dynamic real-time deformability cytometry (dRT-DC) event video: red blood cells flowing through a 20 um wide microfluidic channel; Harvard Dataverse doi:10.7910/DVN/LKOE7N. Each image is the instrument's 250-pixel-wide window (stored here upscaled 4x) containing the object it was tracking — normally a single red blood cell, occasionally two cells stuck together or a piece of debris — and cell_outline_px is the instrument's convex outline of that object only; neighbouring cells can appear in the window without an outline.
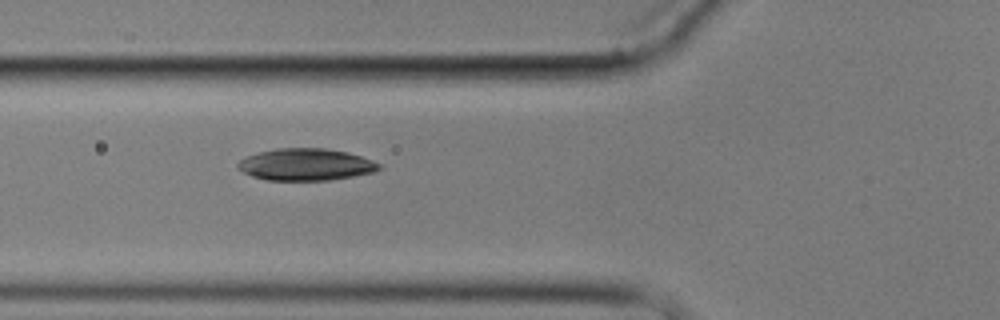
{"species": "common noctule bat (a hibernating species)", "species_latin": "Nyctalus noctula", "temperature_condition": "cold", "stored_images_in_passage": 8, "camera_frame_rate_fps": 3000, "um_per_image_px": 0.085, "animal": {"sex": "male", "body_mass_g": 17.9}, "frame": {"image": 1, "passage_image": 8, "time_ms": 8.0, "image_size_px": [1000, 320], "cell_outline_px": [[384, 168], [376, 172], [332, 180], [268, 180], [252, 176], [236, 168], [236, 164], [240, 160], [248, 156], [260, 152], [276, 148], [324, 148], [348, 152], [372, 160], [380, 164]], "centroid_in_image_um": [26.04, 13.99], "position_along_channel_um": 99.8, "area_um2": 26.41}}